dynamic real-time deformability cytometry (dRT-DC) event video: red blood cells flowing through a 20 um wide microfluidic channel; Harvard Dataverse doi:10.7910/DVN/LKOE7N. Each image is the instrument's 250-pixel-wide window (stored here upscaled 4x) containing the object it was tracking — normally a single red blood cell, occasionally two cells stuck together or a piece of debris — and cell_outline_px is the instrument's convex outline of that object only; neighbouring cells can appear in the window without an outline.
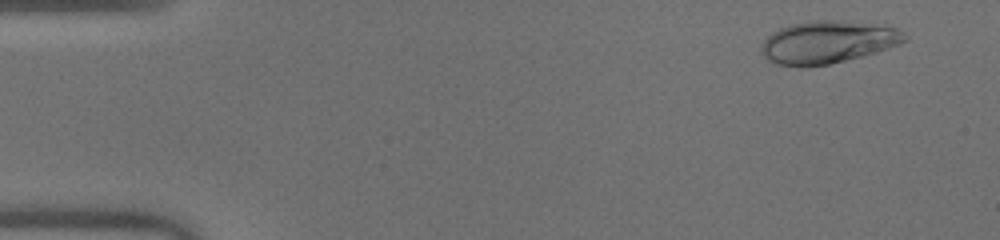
{"species": "human", "species_latin": "Homo sapiens", "temperature_condition": "warm", "stored_images_in_passage": 44, "camera_frame_rate_fps": 3000, "um_per_image_px": 0.085, "donor": {"sex": "male"}, "frame": {"image": 1, "passage_image": 4, "time_ms": 1.0, "image_size_px": [1000, 240], "cell_outline_px": [[908, 40], [900, 44], [876, 52], [828, 64], [804, 68], [800, 68], [776, 64], [768, 60], [760, 52], [760, 44], [772, 32], [780, 28], [792, 24], [812, 20], [832, 20], [896, 28], [908, 36]], "centroid_in_image_um": [70.28, 3.61], "position_along_channel_um": 14.7, "area_um2": 35.32}}
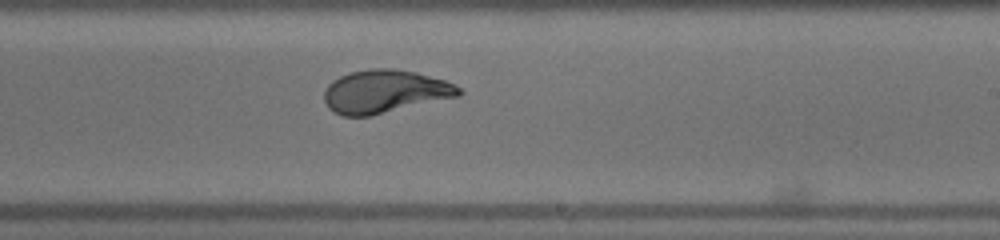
{"frame": {"image": 2, "passage_image": 31, "time_ms": 10.0, "image_size_px": [1000, 240], "cell_outline_px": [[464, 92], [460, 96], [368, 116], [344, 116], [332, 112], [328, 108], [324, 100], [324, 92], [328, 84], [332, 80], [340, 76], [352, 72], [372, 68], [392, 68], [416, 72], [444, 80], [456, 84]], "centroid_in_image_um": [32.71, 7.78], "position_along_channel_um": 256.3, "area_um2": 33.87}}
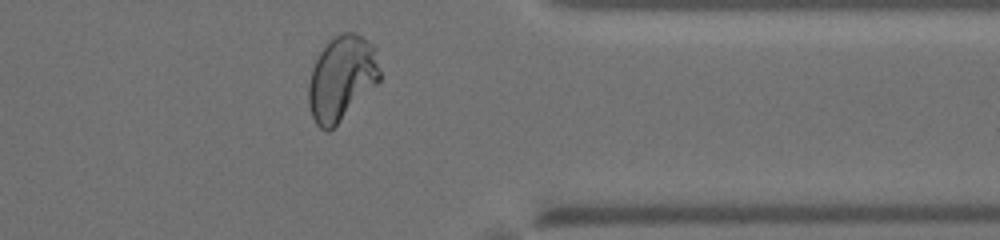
{"frame": {"image": 3, "passage_image": 41, "time_ms": 13.333, "image_size_px": [1000, 240], "cell_outline_px": [[380, 80], [328, 132], [320, 128], [316, 124], [312, 116], [308, 104], [308, 84], [312, 68], [320, 52], [332, 36], [340, 32], [352, 32], [368, 40], [376, 48], [380, 72]], "centroid_in_image_um": [29.02, 6.61], "position_along_channel_um": 382.4, "area_um2": 34.97}, "authors_computed_cell_mechanics": {"area_um2": 33.8708, "velocity_mm_per_s": 4.0695, "shape_relaxation_time_tau1_ms": 6.1569, "shape_relaxation_time_tau2_ms": null, "deformation_change_tau1": 0.2701, "deformation_change_tau2": null}}